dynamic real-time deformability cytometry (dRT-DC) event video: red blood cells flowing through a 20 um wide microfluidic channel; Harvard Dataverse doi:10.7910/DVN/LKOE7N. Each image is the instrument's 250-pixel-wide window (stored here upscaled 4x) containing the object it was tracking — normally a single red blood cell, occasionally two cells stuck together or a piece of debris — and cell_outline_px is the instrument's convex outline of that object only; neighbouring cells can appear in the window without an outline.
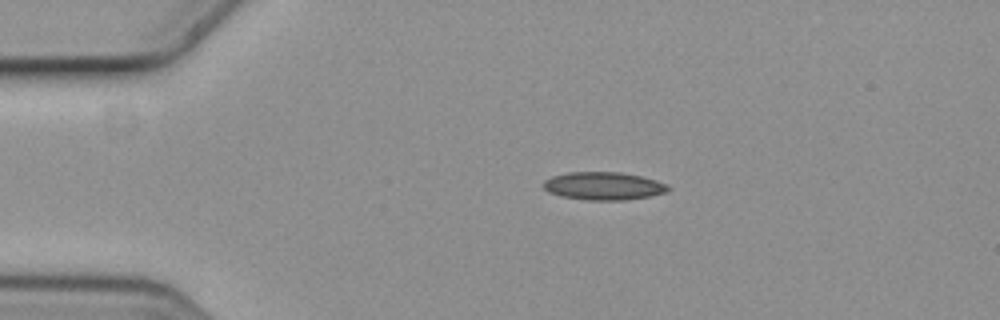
{"species": "common noctule bat (a hibernating species)", "species_latin": "Nyctalus noctula", "temperature_condition": "cold", "stored_images_in_passage": 9, "camera_frame_rate_fps": 3000, "um_per_image_px": 0.085, "animal": {"sex": "female", "body_mass_g": 19.3, "forearm_length_mm": 54.1}, "frame": {"image": 1, "passage_image": 3, "time_ms": 0.667, "image_size_px": [1000, 320], "cell_outline_px": [[672, 188], [668, 192], [648, 196], [624, 200], [588, 200], [564, 196], [548, 192], [544, 188], [544, 180], [552, 176], [568, 172], [620, 172], [640, 176], [656, 180], [668, 184]], "centroid_in_image_um": [51.34, 15.8], "position_along_channel_um": 33.7, "area_um2": 20.23}}
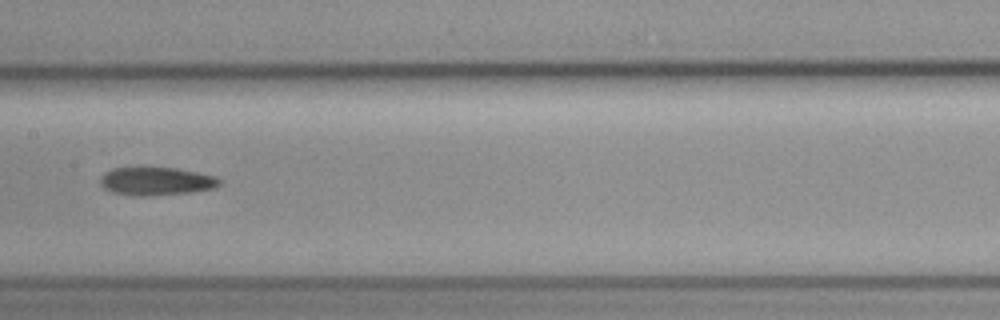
{"frame": {"image": 2, "passage_image": 7, "time_ms": 2.0, "image_size_px": [1000, 320], "cell_outline_px": [[220, 184], [216, 188], [192, 192], [148, 196], [132, 196], [112, 192], [104, 188], [100, 184], [100, 176], [104, 172], [112, 168], [176, 168], [216, 176], [220, 180]], "centroid_in_image_um": [13.26, 15.41], "position_along_channel_um": 194.1, "area_um2": 19.65}}
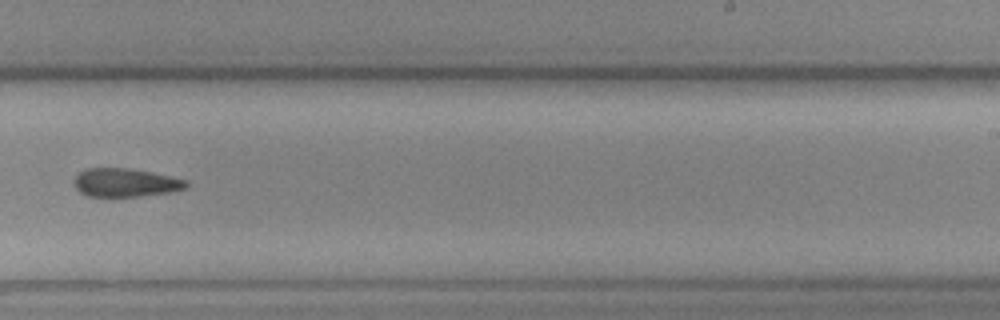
{"frame": {"image": 3, "passage_image": 9, "time_ms": 2.667, "image_size_px": [1000, 320], "cell_outline_px": [[188, 184], [184, 188], [172, 192], [136, 196], [88, 196], [80, 192], [76, 188], [76, 176], [80, 172], [88, 168], [128, 168], [152, 172], [184, 180]], "centroid_in_image_um": [10.65, 15.52], "position_along_channel_um": 278.4, "area_um2": 18.15}}